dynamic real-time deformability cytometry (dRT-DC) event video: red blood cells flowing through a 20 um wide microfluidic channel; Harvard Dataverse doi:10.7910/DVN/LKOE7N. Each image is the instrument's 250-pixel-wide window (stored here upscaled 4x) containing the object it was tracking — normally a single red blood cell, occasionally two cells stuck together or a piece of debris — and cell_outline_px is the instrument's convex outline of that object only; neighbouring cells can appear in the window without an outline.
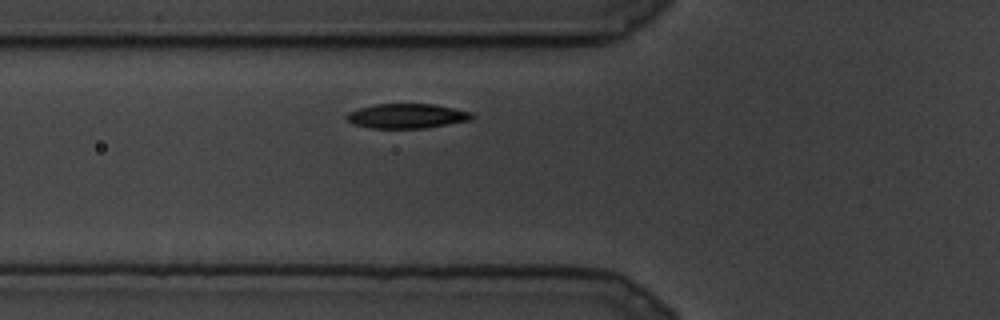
{"species": "common noctule bat (a hibernating species)", "species_latin": "Nyctalus noctula", "temperature_condition": "cold", "stored_images_in_passage": 4, "camera_frame_rate_fps": 3000, "um_per_image_px": 0.085, "animal": {"sex": "male", "body_mass_g": 19.5, "forearm_length_mm": 54.6}, "frame": {"image": 1, "passage_image": 2, "time_ms": 0.333, "image_size_px": [1000, 320], "cell_outline_px": [[476, 116], [472, 120], [424, 128], [372, 128], [352, 124], [344, 116], [348, 112], [360, 108], [376, 104], [436, 104], [472, 112]], "centroid_in_image_um": [34.61, 9.86], "position_along_channel_um": 91.2, "area_um2": 18.09}}
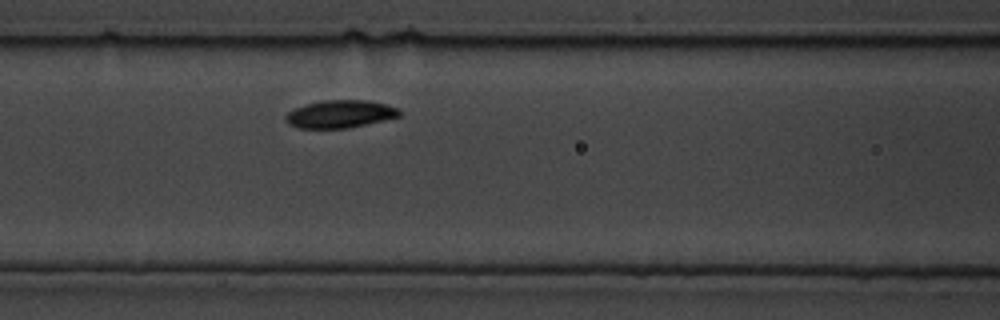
{"frame": {"image": 2, "passage_image": 4, "time_ms": 1.0, "image_size_px": [1000, 320], "cell_outline_px": [[400, 116], [384, 120], [348, 128], [296, 128], [288, 124], [284, 116], [288, 112], [296, 108], [308, 104], [324, 100], [368, 100], [400, 108]], "centroid_in_image_um": [28.91, 9.7], "position_along_channel_um": 137.7, "area_um2": 18.26}}